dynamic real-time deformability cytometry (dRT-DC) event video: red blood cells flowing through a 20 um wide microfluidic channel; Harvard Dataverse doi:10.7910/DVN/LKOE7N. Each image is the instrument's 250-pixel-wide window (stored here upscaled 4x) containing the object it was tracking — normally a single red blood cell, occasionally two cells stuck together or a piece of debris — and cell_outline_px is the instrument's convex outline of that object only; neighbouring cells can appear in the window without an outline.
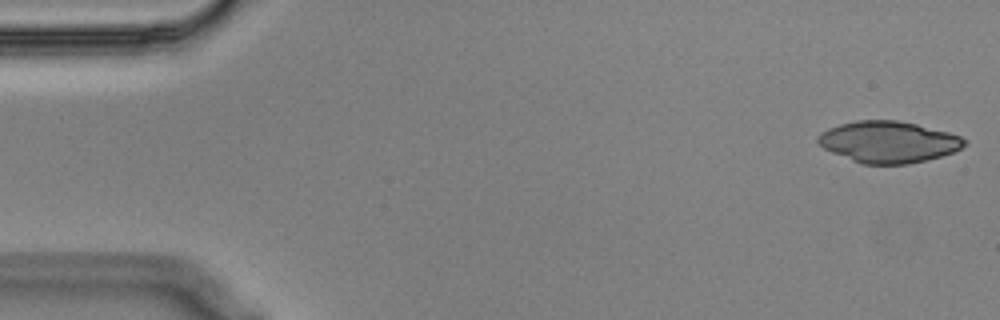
{"species": "Egyptian fruit bat (a non-hibernating species)", "species_latin": "Rousettus aegyptiacus", "temperature_condition": "cold", "stored_images_in_passage": 53, "camera_frame_rate_fps": 3000, "um_per_image_px": 0.085, "animal": {"sex": "male"}, "frame": {"image": 1, "passage_image": 1, "time_ms": 0.0, "image_size_px": [1000, 320], "cell_outline_px": [[968, 144], [952, 152], [940, 156], [908, 164], [864, 164], [852, 160], [832, 152], [824, 148], [816, 140], [816, 136], [828, 128], [840, 124], [856, 120], [896, 120], [916, 124], [948, 132], [960, 136], [968, 140]], "centroid_in_image_um": [75.51, 12.05], "position_along_channel_um": 9.5, "area_um2": 35.2}}
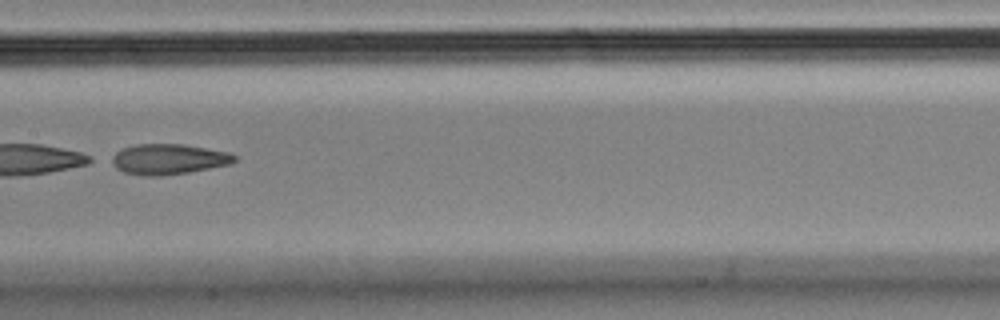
{"frame": {"image": 2, "passage_image": 27, "time_ms": 8.667, "image_size_px": [1000, 320], "cell_outline_px": [[236, 160], [232, 164], [188, 172], [160, 176], [148, 176], [124, 172], [116, 168], [104, 160], [116, 152], [124, 148], [136, 144], [184, 144], [228, 152], [236, 156]], "centroid_in_image_um": [14.26, 13.53], "position_along_channel_um": 193.1, "area_um2": 22.02}}